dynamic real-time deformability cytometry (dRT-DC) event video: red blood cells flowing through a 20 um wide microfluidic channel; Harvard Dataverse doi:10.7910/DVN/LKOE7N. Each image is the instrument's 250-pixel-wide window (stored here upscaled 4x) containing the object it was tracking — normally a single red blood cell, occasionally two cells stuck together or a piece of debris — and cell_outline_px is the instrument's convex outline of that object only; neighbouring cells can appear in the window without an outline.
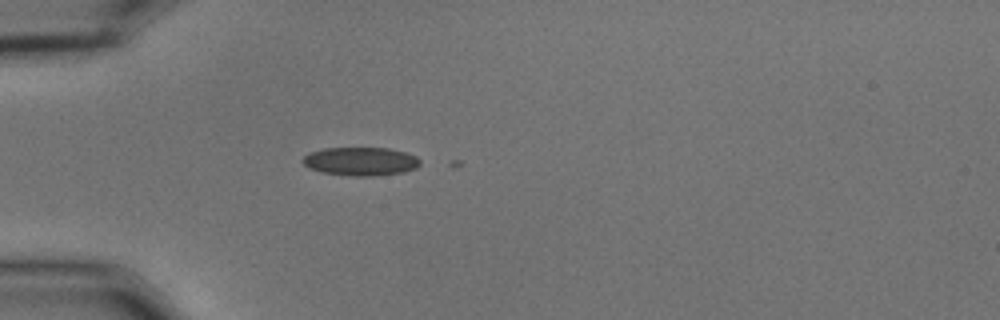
{"species": "common noctule bat (a hibernating species)", "species_latin": "Nyctalus noctula", "temperature_condition": "cold", "stored_images_in_passage": 3, "camera_frame_rate_fps": 3000, "um_per_image_px": 0.085, "animal": {"sex": "male", "body_mass_g": 15.6}, "frame": {"image": 1, "passage_image": 1, "time_ms": 0.0, "image_size_px": [1000, 320], "cell_outline_px": [[420, 164], [416, 168], [404, 172], [372, 176], [352, 176], [324, 172], [308, 168], [300, 160], [308, 152], [324, 148], [388, 148], [404, 152], [416, 156], [420, 160]], "centroid_in_image_um": [30.63, 13.71], "position_along_channel_um": 54.4, "area_um2": 19.48}}